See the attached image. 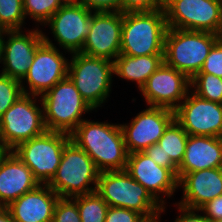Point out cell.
<instances>
[{
    "label": "cell",
    "mask_w": 222,
    "mask_h": 222,
    "mask_svg": "<svg viewBox=\"0 0 222 222\" xmlns=\"http://www.w3.org/2000/svg\"><path fill=\"white\" fill-rule=\"evenodd\" d=\"M70 140L91 157L100 172L126 169L129 153L120 124L84 119Z\"/></svg>",
    "instance_id": "obj_1"
},
{
    "label": "cell",
    "mask_w": 222,
    "mask_h": 222,
    "mask_svg": "<svg viewBox=\"0 0 222 222\" xmlns=\"http://www.w3.org/2000/svg\"><path fill=\"white\" fill-rule=\"evenodd\" d=\"M168 26L164 9L123 13L120 54L164 55Z\"/></svg>",
    "instance_id": "obj_2"
},
{
    "label": "cell",
    "mask_w": 222,
    "mask_h": 222,
    "mask_svg": "<svg viewBox=\"0 0 222 222\" xmlns=\"http://www.w3.org/2000/svg\"><path fill=\"white\" fill-rule=\"evenodd\" d=\"M99 174L91 157L69 140L64 146L58 169L47 185L59 197L73 198L96 191Z\"/></svg>",
    "instance_id": "obj_3"
},
{
    "label": "cell",
    "mask_w": 222,
    "mask_h": 222,
    "mask_svg": "<svg viewBox=\"0 0 222 222\" xmlns=\"http://www.w3.org/2000/svg\"><path fill=\"white\" fill-rule=\"evenodd\" d=\"M218 35L205 31L167 29L164 62L185 74L190 80L200 72Z\"/></svg>",
    "instance_id": "obj_4"
},
{
    "label": "cell",
    "mask_w": 222,
    "mask_h": 222,
    "mask_svg": "<svg viewBox=\"0 0 222 222\" xmlns=\"http://www.w3.org/2000/svg\"><path fill=\"white\" fill-rule=\"evenodd\" d=\"M47 131L70 135L93 109L83 99L76 86L67 76L40 96Z\"/></svg>",
    "instance_id": "obj_5"
},
{
    "label": "cell",
    "mask_w": 222,
    "mask_h": 222,
    "mask_svg": "<svg viewBox=\"0 0 222 222\" xmlns=\"http://www.w3.org/2000/svg\"><path fill=\"white\" fill-rule=\"evenodd\" d=\"M96 192L110 207L133 210L144 217L165 211L126 170L100 172Z\"/></svg>",
    "instance_id": "obj_6"
},
{
    "label": "cell",
    "mask_w": 222,
    "mask_h": 222,
    "mask_svg": "<svg viewBox=\"0 0 222 222\" xmlns=\"http://www.w3.org/2000/svg\"><path fill=\"white\" fill-rule=\"evenodd\" d=\"M113 74L114 63L106 58L76 52L68 63L67 76L93 110L109 97Z\"/></svg>",
    "instance_id": "obj_7"
},
{
    "label": "cell",
    "mask_w": 222,
    "mask_h": 222,
    "mask_svg": "<svg viewBox=\"0 0 222 222\" xmlns=\"http://www.w3.org/2000/svg\"><path fill=\"white\" fill-rule=\"evenodd\" d=\"M70 135L46 131L42 135L20 143L12 151L32 171L40 184H48L58 169L65 144Z\"/></svg>",
    "instance_id": "obj_8"
},
{
    "label": "cell",
    "mask_w": 222,
    "mask_h": 222,
    "mask_svg": "<svg viewBox=\"0 0 222 222\" xmlns=\"http://www.w3.org/2000/svg\"><path fill=\"white\" fill-rule=\"evenodd\" d=\"M0 127V143L11 150L45 133L43 107L36 104V96L23 94L0 117Z\"/></svg>",
    "instance_id": "obj_9"
},
{
    "label": "cell",
    "mask_w": 222,
    "mask_h": 222,
    "mask_svg": "<svg viewBox=\"0 0 222 222\" xmlns=\"http://www.w3.org/2000/svg\"><path fill=\"white\" fill-rule=\"evenodd\" d=\"M167 26L218 34L222 26V0H163Z\"/></svg>",
    "instance_id": "obj_10"
},
{
    "label": "cell",
    "mask_w": 222,
    "mask_h": 222,
    "mask_svg": "<svg viewBox=\"0 0 222 222\" xmlns=\"http://www.w3.org/2000/svg\"><path fill=\"white\" fill-rule=\"evenodd\" d=\"M43 40L36 49L27 74L20 81L23 84V80H26L29 86L30 91L25 87L22 88L24 94L37 97L46 93L68 75V59L45 34H43Z\"/></svg>",
    "instance_id": "obj_11"
},
{
    "label": "cell",
    "mask_w": 222,
    "mask_h": 222,
    "mask_svg": "<svg viewBox=\"0 0 222 222\" xmlns=\"http://www.w3.org/2000/svg\"><path fill=\"white\" fill-rule=\"evenodd\" d=\"M92 12L76 0H68L44 25L50 26L61 48L71 54L81 52L90 31Z\"/></svg>",
    "instance_id": "obj_12"
},
{
    "label": "cell",
    "mask_w": 222,
    "mask_h": 222,
    "mask_svg": "<svg viewBox=\"0 0 222 222\" xmlns=\"http://www.w3.org/2000/svg\"><path fill=\"white\" fill-rule=\"evenodd\" d=\"M174 112L175 120L188 135L222 137V104L189 91Z\"/></svg>",
    "instance_id": "obj_13"
},
{
    "label": "cell",
    "mask_w": 222,
    "mask_h": 222,
    "mask_svg": "<svg viewBox=\"0 0 222 222\" xmlns=\"http://www.w3.org/2000/svg\"><path fill=\"white\" fill-rule=\"evenodd\" d=\"M174 119V110L149 106L139 112L128 125L120 124L128 153L143 152L147 147L158 143Z\"/></svg>",
    "instance_id": "obj_14"
},
{
    "label": "cell",
    "mask_w": 222,
    "mask_h": 222,
    "mask_svg": "<svg viewBox=\"0 0 222 222\" xmlns=\"http://www.w3.org/2000/svg\"><path fill=\"white\" fill-rule=\"evenodd\" d=\"M189 88L190 79L163 62L140 91L147 105L175 110L186 98Z\"/></svg>",
    "instance_id": "obj_15"
},
{
    "label": "cell",
    "mask_w": 222,
    "mask_h": 222,
    "mask_svg": "<svg viewBox=\"0 0 222 222\" xmlns=\"http://www.w3.org/2000/svg\"><path fill=\"white\" fill-rule=\"evenodd\" d=\"M122 12H93L81 53L113 61L120 54Z\"/></svg>",
    "instance_id": "obj_16"
},
{
    "label": "cell",
    "mask_w": 222,
    "mask_h": 222,
    "mask_svg": "<svg viewBox=\"0 0 222 222\" xmlns=\"http://www.w3.org/2000/svg\"><path fill=\"white\" fill-rule=\"evenodd\" d=\"M125 170L163 206V209L166 202L160 194L170 198L178 188L177 176L169 168L157 165L144 152L129 154Z\"/></svg>",
    "instance_id": "obj_17"
},
{
    "label": "cell",
    "mask_w": 222,
    "mask_h": 222,
    "mask_svg": "<svg viewBox=\"0 0 222 222\" xmlns=\"http://www.w3.org/2000/svg\"><path fill=\"white\" fill-rule=\"evenodd\" d=\"M3 39V62L1 74L21 81L28 72L36 49L44 41L43 32L38 28L29 30H7Z\"/></svg>",
    "instance_id": "obj_18"
},
{
    "label": "cell",
    "mask_w": 222,
    "mask_h": 222,
    "mask_svg": "<svg viewBox=\"0 0 222 222\" xmlns=\"http://www.w3.org/2000/svg\"><path fill=\"white\" fill-rule=\"evenodd\" d=\"M178 187H183V198L177 204L199 209L222 195V167L185 173L178 179Z\"/></svg>",
    "instance_id": "obj_19"
},
{
    "label": "cell",
    "mask_w": 222,
    "mask_h": 222,
    "mask_svg": "<svg viewBox=\"0 0 222 222\" xmlns=\"http://www.w3.org/2000/svg\"><path fill=\"white\" fill-rule=\"evenodd\" d=\"M59 196L47 185L39 184L6 207L14 222H52Z\"/></svg>",
    "instance_id": "obj_20"
},
{
    "label": "cell",
    "mask_w": 222,
    "mask_h": 222,
    "mask_svg": "<svg viewBox=\"0 0 222 222\" xmlns=\"http://www.w3.org/2000/svg\"><path fill=\"white\" fill-rule=\"evenodd\" d=\"M222 167V137L189 135L177 178L203 169Z\"/></svg>",
    "instance_id": "obj_21"
},
{
    "label": "cell",
    "mask_w": 222,
    "mask_h": 222,
    "mask_svg": "<svg viewBox=\"0 0 222 222\" xmlns=\"http://www.w3.org/2000/svg\"><path fill=\"white\" fill-rule=\"evenodd\" d=\"M39 184L31 169L12 151L0 168V207H8Z\"/></svg>",
    "instance_id": "obj_22"
},
{
    "label": "cell",
    "mask_w": 222,
    "mask_h": 222,
    "mask_svg": "<svg viewBox=\"0 0 222 222\" xmlns=\"http://www.w3.org/2000/svg\"><path fill=\"white\" fill-rule=\"evenodd\" d=\"M164 55L129 56L119 54L114 63V74L119 78L134 81L139 90L148 78L162 65Z\"/></svg>",
    "instance_id": "obj_23"
},
{
    "label": "cell",
    "mask_w": 222,
    "mask_h": 222,
    "mask_svg": "<svg viewBox=\"0 0 222 222\" xmlns=\"http://www.w3.org/2000/svg\"><path fill=\"white\" fill-rule=\"evenodd\" d=\"M188 136L175 119L168 125L158 141L165 153V160H171L177 167L180 166L184 158Z\"/></svg>",
    "instance_id": "obj_24"
},
{
    "label": "cell",
    "mask_w": 222,
    "mask_h": 222,
    "mask_svg": "<svg viewBox=\"0 0 222 222\" xmlns=\"http://www.w3.org/2000/svg\"><path fill=\"white\" fill-rule=\"evenodd\" d=\"M73 199L77 202L81 222H105L109 205L96 191Z\"/></svg>",
    "instance_id": "obj_25"
},
{
    "label": "cell",
    "mask_w": 222,
    "mask_h": 222,
    "mask_svg": "<svg viewBox=\"0 0 222 222\" xmlns=\"http://www.w3.org/2000/svg\"><path fill=\"white\" fill-rule=\"evenodd\" d=\"M200 98L222 104V78L213 74L198 73L190 80V89Z\"/></svg>",
    "instance_id": "obj_26"
},
{
    "label": "cell",
    "mask_w": 222,
    "mask_h": 222,
    "mask_svg": "<svg viewBox=\"0 0 222 222\" xmlns=\"http://www.w3.org/2000/svg\"><path fill=\"white\" fill-rule=\"evenodd\" d=\"M25 19L23 0H0V23L6 30H21Z\"/></svg>",
    "instance_id": "obj_27"
},
{
    "label": "cell",
    "mask_w": 222,
    "mask_h": 222,
    "mask_svg": "<svg viewBox=\"0 0 222 222\" xmlns=\"http://www.w3.org/2000/svg\"><path fill=\"white\" fill-rule=\"evenodd\" d=\"M68 0H23L24 13L45 24Z\"/></svg>",
    "instance_id": "obj_28"
},
{
    "label": "cell",
    "mask_w": 222,
    "mask_h": 222,
    "mask_svg": "<svg viewBox=\"0 0 222 222\" xmlns=\"http://www.w3.org/2000/svg\"><path fill=\"white\" fill-rule=\"evenodd\" d=\"M23 87L19 80L0 73V117L24 94Z\"/></svg>",
    "instance_id": "obj_29"
},
{
    "label": "cell",
    "mask_w": 222,
    "mask_h": 222,
    "mask_svg": "<svg viewBox=\"0 0 222 222\" xmlns=\"http://www.w3.org/2000/svg\"><path fill=\"white\" fill-rule=\"evenodd\" d=\"M52 222H81L77 202L73 198L59 197Z\"/></svg>",
    "instance_id": "obj_30"
},
{
    "label": "cell",
    "mask_w": 222,
    "mask_h": 222,
    "mask_svg": "<svg viewBox=\"0 0 222 222\" xmlns=\"http://www.w3.org/2000/svg\"><path fill=\"white\" fill-rule=\"evenodd\" d=\"M199 73L213 74L222 78V44L219 41L209 51Z\"/></svg>",
    "instance_id": "obj_31"
},
{
    "label": "cell",
    "mask_w": 222,
    "mask_h": 222,
    "mask_svg": "<svg viewBox=\"0 0 222 222\" xmlns=\"http://www.w3.org/2000/svg\"><path fill=\"white\" fill-rule=\"evenodd\" d=\"M163 7V0H122V13L149 12Z\"/></svg>",
    "instance_id": "obj_32"
},
{
    "label": "cell",
    "mask_w": 222,
    "mask_h": 222,
    "mask_svg": "<svg viewBox=\"0 0 222 222\" xmlns=\"http://www.w3.org/2000/svg\"><path fill=\"white\" fill-rule=\"evenodd\" d=\"M143 217V215L133 210L109 206L105 222H139Z\"/></svg>",
    "instance_id": "obj_33"
},
{
    "label": "cell",
    "mask_w": 222,
    "mask_h": 222,
    "mask_svg": "<svg viewBox=\"0 0 222 222\" xmlns=\"http://www.w3.org/2000/svg\"><path fill=\"white\" fill-rule=\"evenodd\" d=\"M93 12H122V0H76Z\"/></svg>",
    "instance_id": "obj_34"
},
{
    "label": "cell",
    "mask_w": 222,
    "mask_h": 222,
    "mask_svg": "<svg viewBox=\"0 0 222 222\" xmlns=\"http://www.w3.org/2000/svg\"><path fill=\"white\" fill-rule=\"evenodd\" d=\"M143 152L157 165L169 168L177 176L178 167L171 160H165V153L159 143L147 147Z\"/></svg>",
    "instance_id": "obj_35"
},
{
    "label": "cell",
    "mask_w": 222,
    "mask_h": 222,
    "mask_svg": "<svg viewBox=\"0 0 222 222\" xmlns=\"http://www.w3.org/2000/svg\"><path fill=\"white\" fill-rule=\"evenodd\" d=\"M211 221H222V195L206 202L198 209Z\"/></svg>",
    "instance_id": "obj_36"
},
{
    "label": "cell",
    "mask_w": 222,
    "mask_h": 222,
    "mask_svg": "<svg viewBox=\"0 0 222 222\" xmlns=\"http://www.w3.org/2000/svg\"><path fill=\"white\" fill-rule=\"evenodd\" d=\"M178 205V210L181 212L174 222H211L205 215H198V209H191ZM197 212V213H195Z\"/></svg>",
    "instance_id": "obj_37"
},
{
    "label": "cell",
    "mask_w": 222,
    "mask_h": 222,
    "mask_svg": "<svg viewBox=\"0 0 222 222\" xmlns=\"http://www.w3.org/2000/svg\"><path fill=\"white\" fill-rule=\"evenodd\" d=\"M0 222H14L11 213L7 208H0Z\"/></svg>",
    "instance_id": "obj_38"
},
{
    "label": "cell",
    "mask_w": 222,
    "mask_h": 222,
    "mask_svg": "<svg viewBox=\"0 0 222 222\" xmlns=\"http://www.w3.org/2000/svg\"><path fill=\"white\" fill-rule=\"evenodd\" d=\"M12 152L10 148H7L6 146L2 145L0 143V168L3 163V161L6 159V157Z\"/></svg>",
    "instance_id": "obj_39"
},
{
    "label": "cell",
    "mask_w": 222,
    "mask_h": 222,
    "mask_svg": "<svg viewBox=\"0 0 222 222\" xmlns=\"http://www.w3.org/2000/svg\"><path fill=\"white\" fill-rule=\"evenodd\" d=\"M162 212H156L155 214L148 216V217H143L139 222H160V214Z\"/></svg>",
    "instance_id": "obj_40"
},
{
    "label": "cell",
    "mask_w": 222,
    "mask_h": 222,
    "mask_svg": "<svg viewBox=\"0 0 222 222\" xmlns=\"http://www.w3.org/2000/svg\"><path fill=\"white\" fill-rule=\"evenodd\" d=\"M3 34H0V63L3 60Z\"/></svg>",
    "instance_id": "obj_41"
},
{
    "label": "cell",
    "mask_w": 222,
    "mask_h": 222,
    "mask_svg": "<svg viewBox=\"0 0 222 222\" xmlns=\"http://www.w3.org/2000/svg\"><path fill=\"white\" fill-rule=\"evenodd\" d=\"M217 35H218V41L222 44V26L220 27V30Z\"/></svg>",
    "instance_id": "obj_42"
},
{
    "label": "cell",
    "mask_w": 222,
    "mask_h": 222,
    "mask_svg": "<svg viewBox=\"0 0 222 222\" xmlns=\"http://www.w3.org/2000/svg\"><path fill=\"white\" fill-rule=\"evenodd\" d=\"M7 30L0 23V34H4Z\"/></svg>",
    "instance_id": "obj_43"
}]
</instances>
